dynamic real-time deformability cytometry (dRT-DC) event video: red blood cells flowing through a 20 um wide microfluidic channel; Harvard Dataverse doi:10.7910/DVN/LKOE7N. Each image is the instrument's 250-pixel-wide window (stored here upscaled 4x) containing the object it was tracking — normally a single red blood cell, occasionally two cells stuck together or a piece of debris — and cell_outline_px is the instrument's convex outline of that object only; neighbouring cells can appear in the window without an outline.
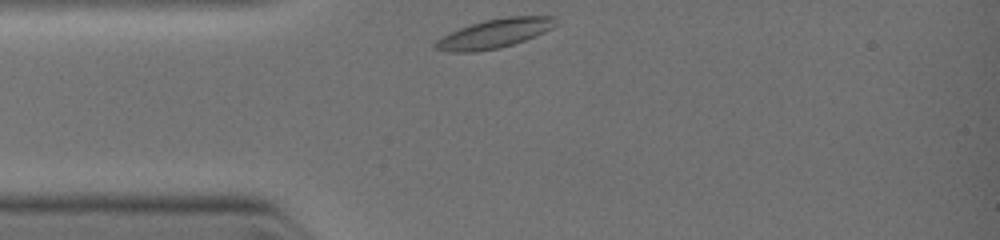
{"species": "common noctule bat (a hibernating species)", "species_latin": "Nyctalus noctula", "temperature_condition": "warm", "stored_images_in_passage": 27, "camera_frame_rate_fps": 3000, "um_per_image_px": 0.085, "animal": {"sex": "female", "body_mass_g": 19.0, "forearm_length_mm": 51.5}, "frame": {"image": 1, "passage_image": 1, "time_ms": 0.0, "image_size_px": [1000, 240], "cell_outline_px": [[560, 24], [544, 32], [524, 40], [512, 44], [496, 48], [472, 52], [448, 52], [432, 48], [432, 44], [436, 40], [460, 28], [484, 20], [508, 16], [556, 16]], "centroid_in_image_um": [42.06, 2.84], "position_along_channel_um": 42.9, "area_um2": 20.35}}
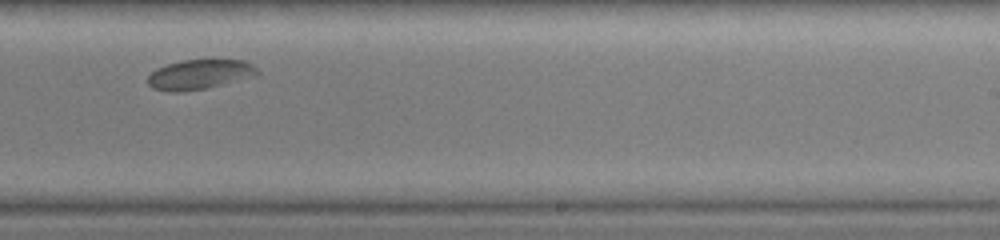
{"frame": {"image": 2, "passage_image": 17, "time_ms": 4.667, "image_size_px": [1000, 240], "cell_outline_px": [[260, 72], [256, 76], [208, 88], [176, 92], [168, 92], [152, 88], [148, 84], [148, 76], [156, 68], [180, 60], [212, 56], [244, 60], [252, 64]], "centroid_in_image_um": [17.01, 6.27], "position_along_channel_um": 272.0, "area_um2": 20.0}}
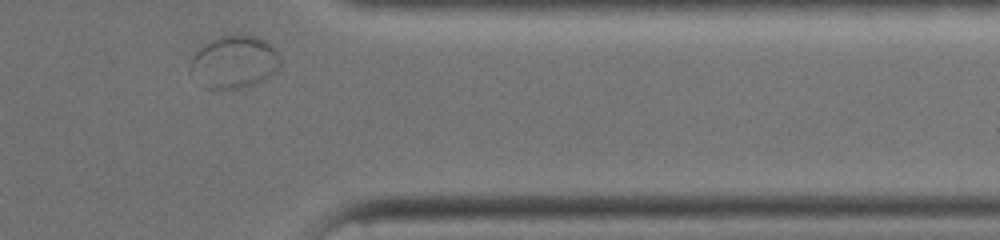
{"frame": {"image": 3, "passage_image": 26, "time_ms": 7.0, "image_size_px": [1000, 240], "cell_outline_px": [[280, 68], [276, 72], [252, 84], [240, 88], [204, 88], [188, 72], [188, 64], [196, 52], [204, 44], [220, 36], [244, 32], [256, 36], [272, 44], [280, 52]], "centroid_in_image_um": [19.9, 5.23], "position_along_channel_um": 391.5, "area_um2": 28.15}}